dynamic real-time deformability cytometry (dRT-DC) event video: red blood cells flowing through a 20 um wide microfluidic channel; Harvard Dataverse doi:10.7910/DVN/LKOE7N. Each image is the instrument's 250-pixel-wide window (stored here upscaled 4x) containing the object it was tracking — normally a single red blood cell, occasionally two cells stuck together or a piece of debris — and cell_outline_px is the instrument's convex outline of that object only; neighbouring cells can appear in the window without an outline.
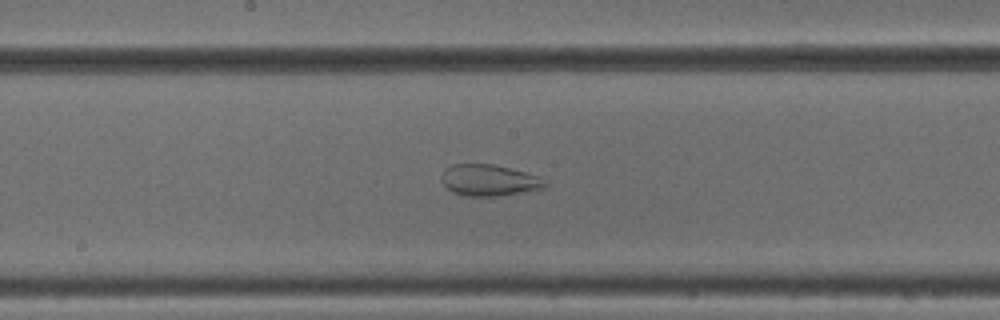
{"species": "common noctule bat (a hibernating species)", "species_latin": "Nyctalus noctula", "temperature_condition": "cold", "stored_images_in_passage": 51, "camera_frame_rate_fps": 3000, "um_per_image_px": 0.085, "animal": {"sex": "male", "body_mass_g": 18.8}, "frame": {"image": 1, "passage_image": 27, "time_ms": 8.667, "image_size_px": [1000, 320], "cell_outline_px": [[548, 184], [544, 188], [500, 196], [464, 196], [452, 192], [440, 180], [444, 168], [452, 164], [492, 164], [540, 176]], "centroid_in_image_um": [41.55, 15.32], "position_along_channel_um": 206.7, "area_um2": 18.96}}
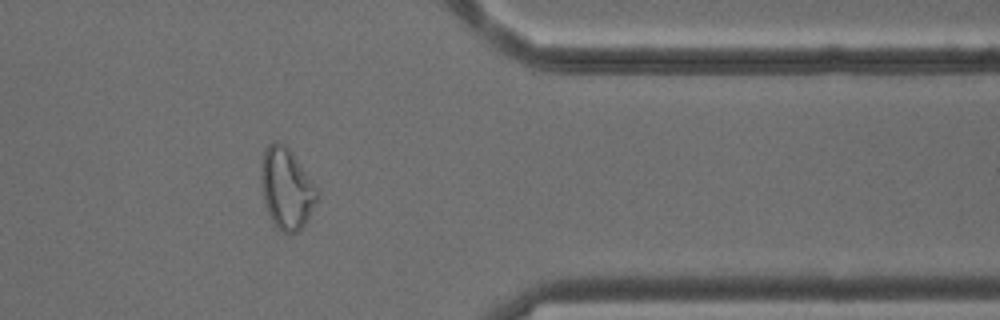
{"frame": {"image": 2, "passage_image": 42, "time_ms": 13.667, "image_size_px": [1000, 320], "cell_outline_px": [[320, 192], [304, 224], [296, 232], [280, 232], [276, 228], [268, 212], [264, 200], [260, 180], [260, 164], [264, 152], [268, 144], [272, 140], [276, 140], [284, 144], [292, 152], [316, 184]], "centroid_in_image_um": [24.34, 15.97], "position_along_channel_um": 387.1, "area_um2": 26.53}}
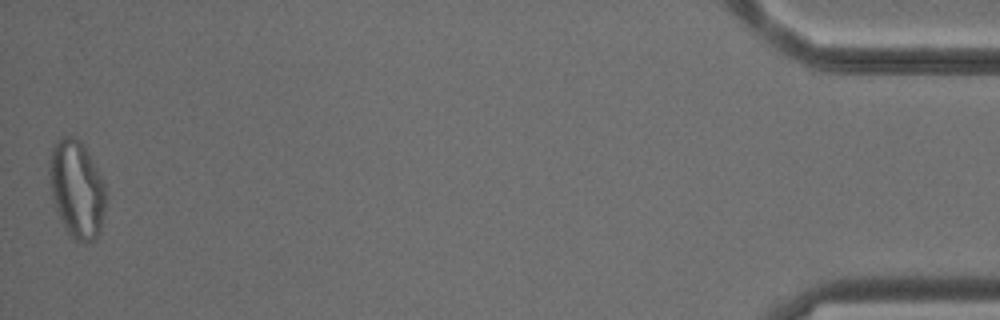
{"frame": {"image": 3, "passage_image": 51, "time_ms": 16.667, "image_size_px": [1000, 320], "cell_outline_px": [[104, 208], [100, 232], [96, 240], [84, 244], [76, 240], [68, 232], [60, 220], [52, 196], [48, 172], [48, 164], [52, 148], [60, 136], [72, 136], [80, 140], [84, 144], [104, 184]], "centroid_in_image_um": [6.5, 16.07], "position_along_channel_um": 428.7, "area_um2": 31.91}, "authors_computed_cell_mechanics": {"area_um2": 27.1082, "velocity_mm_per_s": 3.8845, "shape_relaxation_time_tau1_ms": null, "shape_relaxation_time_tau2_ms": 1.9281, "deformation_change_tau1": null, "deformation_change_tau2": 0.0879}}